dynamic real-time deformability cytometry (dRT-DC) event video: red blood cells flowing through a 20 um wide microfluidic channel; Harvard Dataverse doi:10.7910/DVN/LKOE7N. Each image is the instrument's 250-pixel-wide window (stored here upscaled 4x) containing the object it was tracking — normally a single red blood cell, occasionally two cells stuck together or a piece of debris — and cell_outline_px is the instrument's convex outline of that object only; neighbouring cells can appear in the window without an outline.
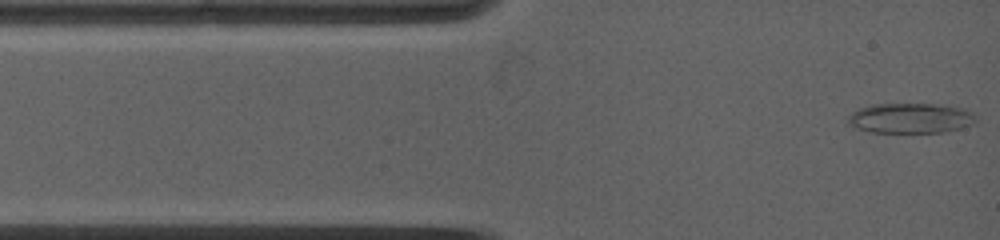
{"species": "common noctule bat (a hibernating species)", "species_latin": "Nyctalus noctula", "temperature_condition": "warm", "stored_images_in_passage": 4, "camera_frame_rate_fps": 5000, "um_per_image_px": 0.085, "animal": {"sex": "female", "body_mass_g": 19.0, "forearm_length_mm": 53.3}, "frame": {"image": 1, "passage_image": 1, "time_ms": 0.0, "image_size_px": [1000, 240], "cell_outline_px": [[976, 120], [972, 124], [960, 128], [940, 132], [872, 132], [856, 128], [848, 124], [848, 116], [852, 112], [860, 108], [872, 104], [932, 104], [960, 108], [972, 112], [976, 116]], "centroid_in_image_um": [77.36, 10.04], "position_along_channel_um": 7.6, "area_um2": 22.2}}